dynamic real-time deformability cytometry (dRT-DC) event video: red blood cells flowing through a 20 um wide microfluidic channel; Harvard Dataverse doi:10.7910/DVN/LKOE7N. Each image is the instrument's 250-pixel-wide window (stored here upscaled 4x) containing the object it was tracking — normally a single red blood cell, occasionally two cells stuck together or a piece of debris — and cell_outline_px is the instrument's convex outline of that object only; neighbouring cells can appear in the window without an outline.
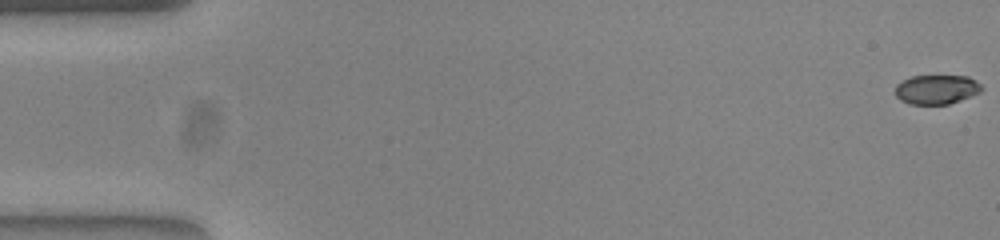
{"species": "common noctule bat (a hibernating species)", "species_latin": "Nyctalus noctula", "temperature_condition": "warm", "stored_images_in_passage": 54, "camera_frame_rate_fps": 3000, "um_per_image_px": 0.085, "animal": {"sex": "female", "body_mass_g": 23.0, "forearm_length_mm": 53.4}, "frame": {"image": 1, "passage_image": 1, "time_ms": 0.0, "image_size_px": [1000, 240], "cell_outline_px": [[984, 88], [980, 92], [948, 104], [908, 104], [900, 100], [896, 96], [896, 84], [912, 76], [968, 76], [980, 84]], "centroid_in_image_um": [79.59, 7.6], "position_along_channel_um": 5.4, "area_um2": 14.62}}
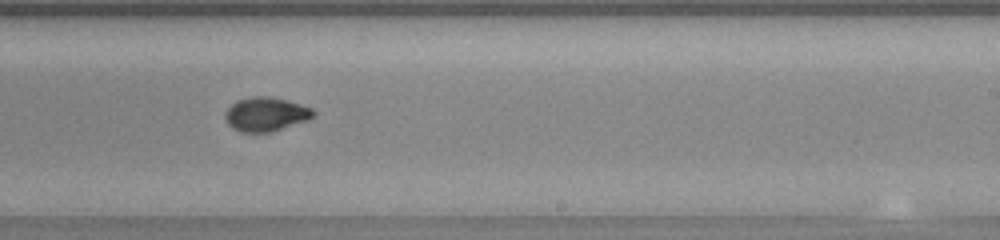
{"frame": {"image": 2, "passage_image": 33, "time_ms": 10.667, "image_size_px": [1000, 240], "cell_outline_px": [[316, 112], [308, 120], [268, 132], [240, 132], [232, 128], [228, 124], [224, 116], [224, 112], [236, 100], [252, 96], [268, 96], [284, 100], [312, 108]], "centroid_in_image_um": [22.55, 9.7], "position_along_channel_um": 266.5, "area_um2": 17.28}}
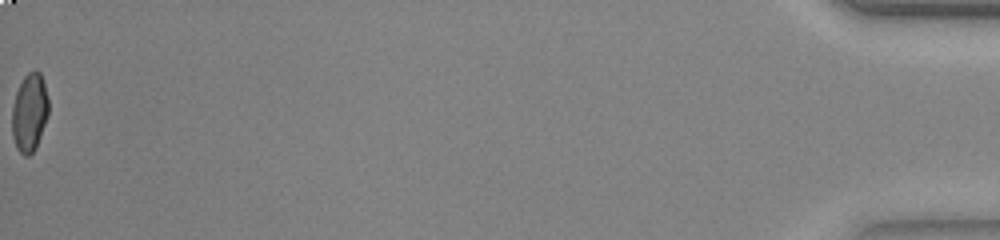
{"frame": {"image": 3, "passage_image": 54, "time_ms": 17.667, "image_size_px": [1000, 240], "cell_outline_px": [[48, 116], [36, 148], [28, 156], [24, 156], [16, 148], [12, 136], [12, 108], [16, 92], [24, 76], [28, 72], [36, 68], [40, 72], [44, 84], [48, 100]], "centroid_in_image_um": [2.5, 9.57], "position_along_channel_um": 432.7, "area_um2": 16.76}, "authors_computed_cell_mechanics": {"area_um2": 16.762, "velocity_mm_per_s": 3.8983, "shape_relaxation_time_tau1_ms": 4.8227, "shape_relaxation_time_tau2_ms": 1.0723, "deformation_change_tau1": 0.1977, "deformation_change_tau2": 0.0449}}